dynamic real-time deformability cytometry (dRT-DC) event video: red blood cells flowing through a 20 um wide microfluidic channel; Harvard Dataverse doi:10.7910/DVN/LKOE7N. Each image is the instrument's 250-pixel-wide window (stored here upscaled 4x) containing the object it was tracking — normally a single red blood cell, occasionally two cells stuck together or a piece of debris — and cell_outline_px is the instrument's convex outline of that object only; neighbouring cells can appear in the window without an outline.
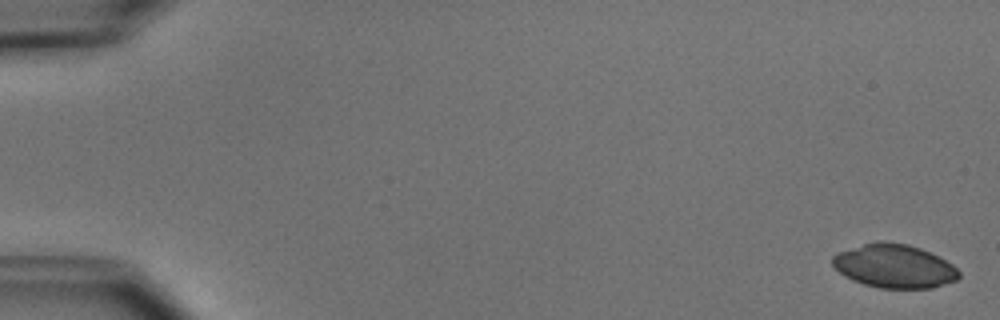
{"species": "common noctule bat (a hibernating species)", "species_latin": "Nyctalus noctula", "temperature_condition": "cold", "stored_images_in_passage": 5, "camera_frame_rate_fps": 3000, "um_per_image_px": 0.085, "animal": {"sex": "male", "body_mass_g": 15.6}, "frame": {"image": 1, "passage_image": 1, "time_ms": 0.0, "image_size_px": [1000, 320], "cell_outline_px": [[960, 276], [956, 280], [932, 288], [880, 288], [864, 284], [852, 280], [844, 276], [832, 264], [832, 256], [836, 252], [864, 244], [880, 240], [888, 240], [908, 244], [920, 248], [952, 264], [960, 272]], "centroid_in_image_um": [75.99, 22.61], "position_along_channel_um": 9.0, "area_um2": 32.14}}